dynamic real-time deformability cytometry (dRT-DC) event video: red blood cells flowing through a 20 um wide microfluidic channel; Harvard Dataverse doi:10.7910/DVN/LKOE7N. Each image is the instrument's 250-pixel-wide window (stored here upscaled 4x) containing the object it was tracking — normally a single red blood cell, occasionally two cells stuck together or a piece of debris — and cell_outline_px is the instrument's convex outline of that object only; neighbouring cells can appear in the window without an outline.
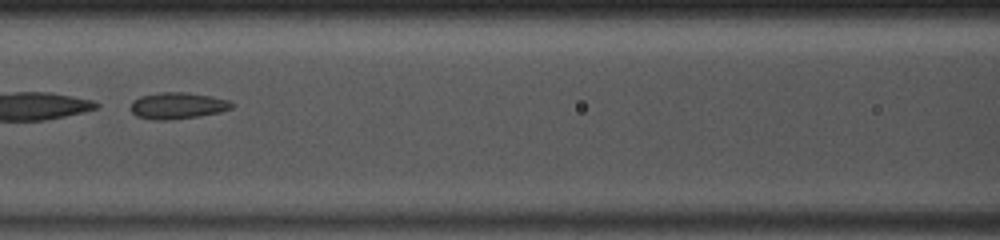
{"species": "common noctule bat (a hibernating species)", "species_latin": "Nyctalus noctula", "temperature_condition": "room temperature", "stored_images_in_passage": 48, "camera_frame_rate_fps": 3000, "um_per_image_px": 0.085, "animal": {"sex": "male", "body_mass_g": 13.0, "forearm_length_mm": 53.1}, "frame": {"image": 1, "passage_image": 23, "time_ms": 7.333, "image_size_px": [1000, 240], "cell_outline_px": [[236, 104], [232, 108], [220, 112], [200, 116], [168, 120], [152, 120], [136, 116], [132, 112], [132, 100], [140, 96], [160, 92], [184, 92], [212, 96], [232, 100]], "centroid_in_image_um": [15.14, 8.98], "position_along_channel_um": 151.5, "area_um2": 15.84}}
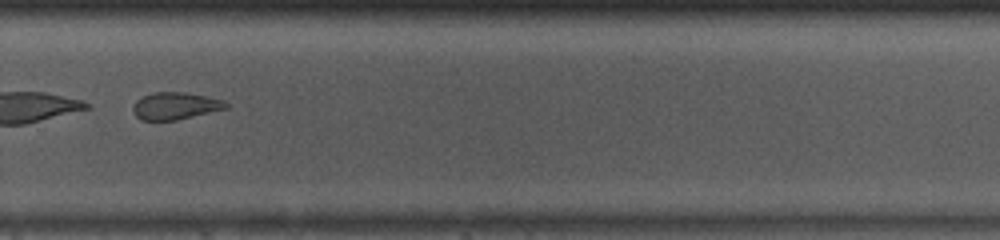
{"frame": {"image": 2, "passage_image": 35, "time_ms": 11.333, "image_size_px": [1000, 240], "cell_outline_px": [[228, 108], [176, 120], [140, 120], [132, 112], [132, 108], [136, 100], [152, 92], [184, 92], [224, 100], [228, 104]], "centroid_in_image_um": [14.87, 9.0], "position_along_channel_um": 314.9, "area_um2": 14.68}}
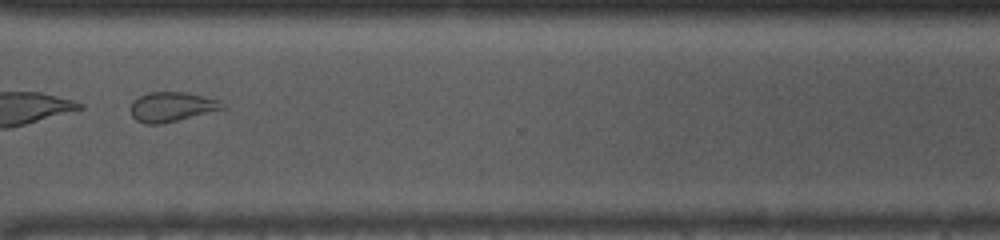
{"frame": {"image": 3, "passage_image": 38, "time_ms": 12.333, "image_size_px": [1000, 240], "cell_outline_px": [[228, 108], [160, 124], [144, 124], [136, 120], [132, 116], [132, 104], [140, 96], [148, 92], [184, 92], [204, 96], [220, 100]], "centroid_in_image_um": [14.65, 9.08], "position_along_channel_um": 356.0, "area_um2": 15.72}}